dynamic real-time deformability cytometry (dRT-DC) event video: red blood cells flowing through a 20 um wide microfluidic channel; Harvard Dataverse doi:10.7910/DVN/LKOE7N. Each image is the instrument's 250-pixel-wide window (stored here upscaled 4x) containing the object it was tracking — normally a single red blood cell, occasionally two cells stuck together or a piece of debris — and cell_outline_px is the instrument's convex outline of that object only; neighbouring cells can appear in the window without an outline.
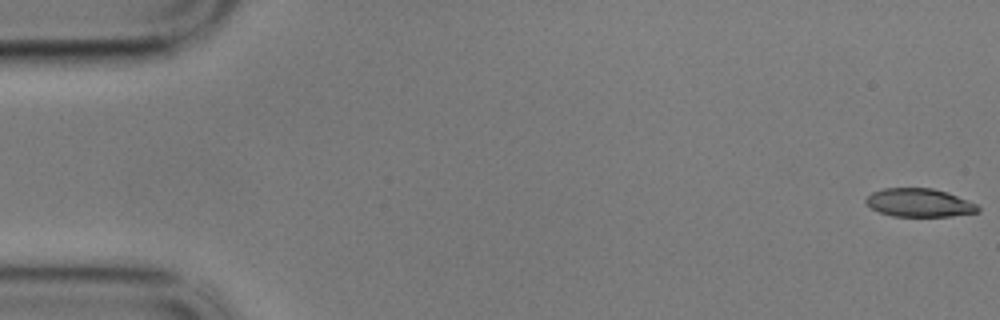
{"species": "common noctule bat (a hibernating species)", "species_latin": "Nyctalus noctula", "temperature_condition": "cold", "stored_images_in_passage": 59, "camera_frame_rate_fps": 3000, "um_per_image_px": 0.085, "animal": {"sex": "male", "body_mass_g": 17.9}, "frame": {"image": 1, "passage_image": 1, "time_ms": 0.0, "image_size_px": [1000, 320], "cell_outline_px": [[980, 212], [952, 216], [892, 216], [880, 212], [872, 208], [864, 200], [872, 192], [884, 188], [932, 188], [948, 192], [976, 204], [980, 208]], "centroid_in_image_um": [78.16, 17.23], "position_along_channel_um": 6.8, "area_um2": 18.44}}
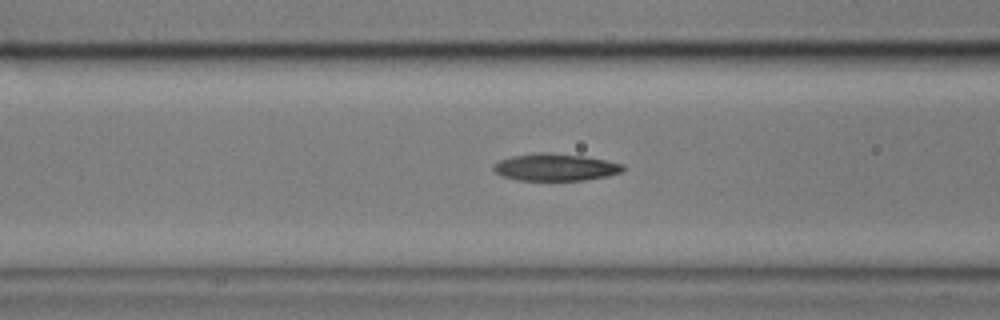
{"frame": {"image": 2, "passage_image": 23, "time_ms": 7.333, "image_size_px": [1000, 320], "cell_outline_px": [[624, 168], [620, 172], [608, 176], [584, 180], [516, 180], [504, 176], [496, 172], [492, 168], [500, 160], [512, 156], [540, 152], [548, 152], [584, 156], [624, 164]], "centroid_in_image_um": [47.22, 14.21], "position_along_channel_um": 119.4, "area_um2": 20.29}}
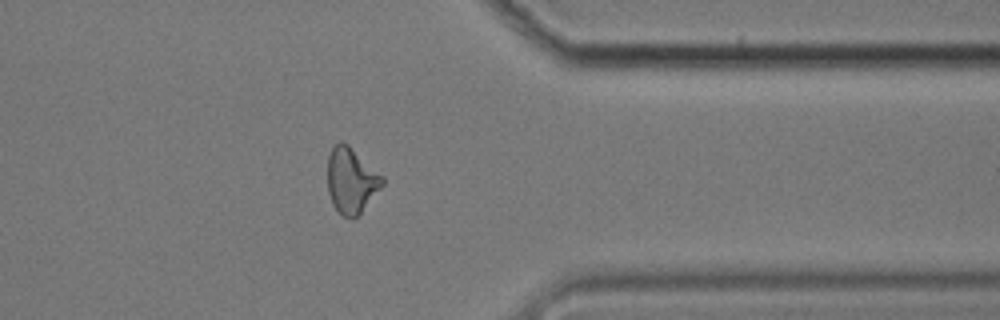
{"frame": {"image": 3, "passage_image": 47, "time_ms": 15.333, "image_size_px": [1000, 320], "cell_outline_px": [[384, 184], [360, 212], [356, 216], [344, 216], [332, 204], [328, 192], [328, 156], [332, 148], [340, 140], [348, 144], [384, 176]], "centroid_in_image_um": [29.86, 15.29], "position_along_channel_um": 381.5, "area_um2": 20.63}, "authors_computed_cell_mechanics": {"area_um2": 20.4612, "velocity_mm_per_s": 3.4005, "shape_relaxation_time_tau1_ms": 3.5862, "shape_relaxation_time_tau2_ms": 5.7704, "deformation_change_tau1": 0.1468, "deformation_change_tau2": 0.1491}}